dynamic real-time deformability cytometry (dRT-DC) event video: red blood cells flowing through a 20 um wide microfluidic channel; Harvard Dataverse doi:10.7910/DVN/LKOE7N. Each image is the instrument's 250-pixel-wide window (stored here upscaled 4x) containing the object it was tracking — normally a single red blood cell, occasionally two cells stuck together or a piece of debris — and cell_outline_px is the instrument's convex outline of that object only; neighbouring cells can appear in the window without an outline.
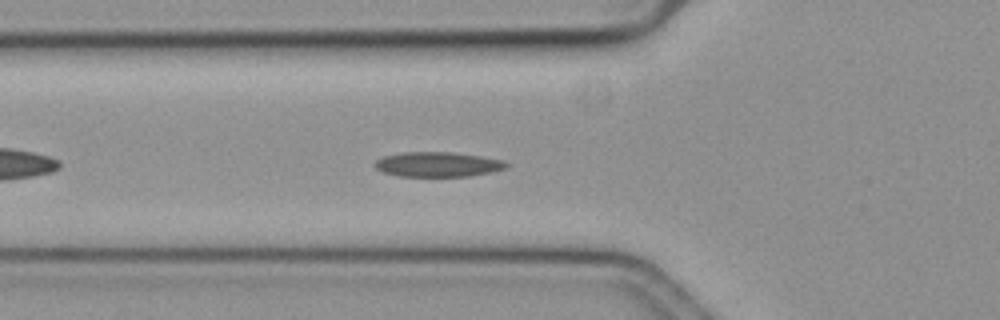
{"species": "common noctule bat (a hibernating species)", "species_latin": "Nyctalus noctula", "temperature_condition": "cold", "stored_images_in_passage": 41, "camera_frame_rate_fps": 3000, "um_per_image_px": 0.085, "animal": {"sex": "female", "body_mass_g": 19.3, "forearm_length_mm": 54.1}, "frame": {"image": 1, "passage_image": 7, "time_ms": 2.0, "image_size_px": [1000, 320], "cell_outline_px": [[508, 168], [492, 172], [468, 176], [400, 176], [384, 172], [376, 168], [372, 164], [376, 160], [384, 156], [400, 152], [448, 152], [480, 156], [504, 160], [508, 164]], "centroid_in_image_um": [37.21, 13.97], "position_along_channel_um": 88.6, "area_um2": 19.02}}
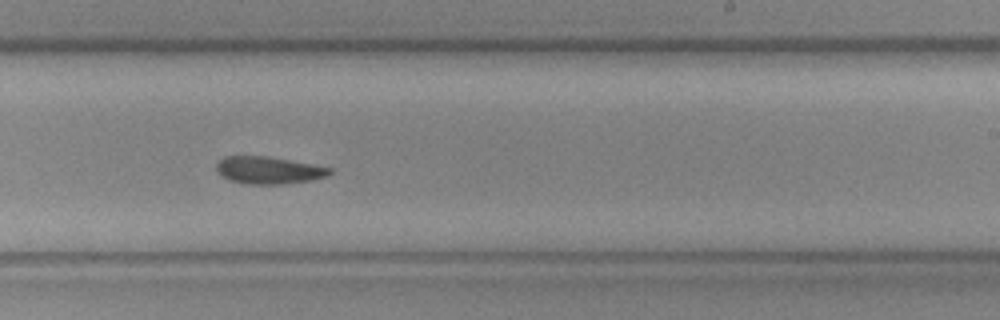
{"frame": {"image": 2, "passage_image": 22, "time_ms": 7.0, "image_size_px": [1000, 320], "cell_outline_px": [[332, 172], [328, 176], [312, 180], [284, 184], [244, 184], [228, 180], [220, 176], [216, 172], [216, 164], [224, 156], [268, 156], [312, 164], [332, 168]], "centroid_in_image_um": [22.8, 14.48], "position_along_channel_um": 266.2, "area_um2": 18.26}}
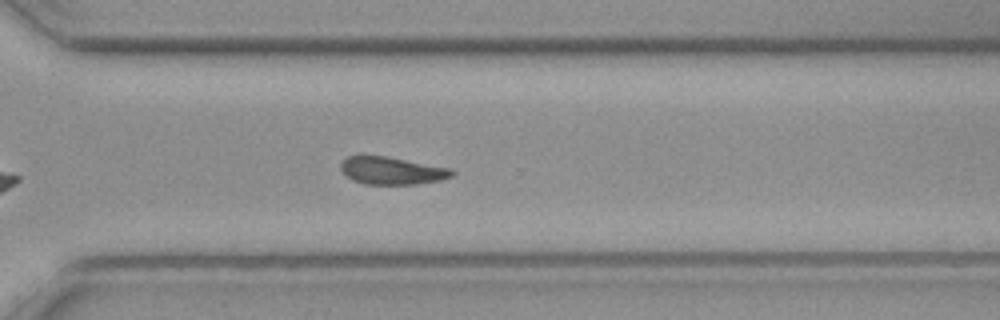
{"frame": {"image": 3, "passage_image": 28, "time_ms": 9.0, "image_size_px": [1000, 320], "cell_outline_px": [[456, 172], [452, 176], [440, 180], [416, 184], [364, 184], [352, 180], [340, 168], [340, 164], [348, 156], [388, 156], [452, 168]], "centroid_in_image_um": [33.35, 14.5], "position_along_channel_um": 337.2, "area_um2": 17.86}}